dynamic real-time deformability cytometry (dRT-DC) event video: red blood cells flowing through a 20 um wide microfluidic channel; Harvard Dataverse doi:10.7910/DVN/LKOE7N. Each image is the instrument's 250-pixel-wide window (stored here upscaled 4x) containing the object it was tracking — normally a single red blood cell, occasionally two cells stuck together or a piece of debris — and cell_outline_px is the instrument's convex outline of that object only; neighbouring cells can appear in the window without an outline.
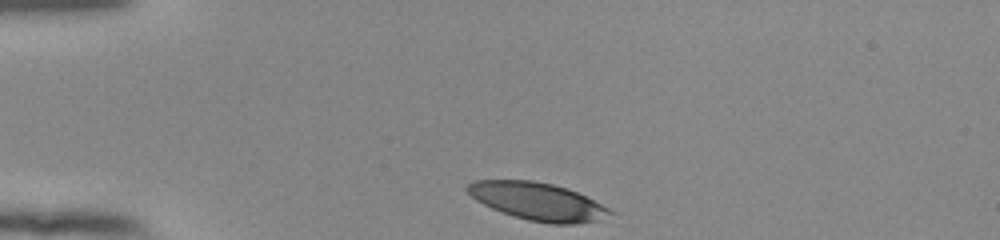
{"species": "human", "species_latin": "Homo sapiens", "temperature_condition": "room temperature", "stored_images_in_passage": 34, "camera_frame_rate_fps": 3000, "um_per_image_px": 0.085, "donor": {"sex": "female"}, "frame": {"image": 1, "passage_image": 1, "time_ms": 0.0, "image_size_px": [1000, 240], "cell_outline_px": [[616, 212], [596, 220], [576, 224], [548, 224], [528, 220], [512, 216], [492, 208], [476, 200], [464, 188], [472, 180], [532, 180], [552, 184], [568, 188]], "centroid_in_image_um": [45.66, 17.12], "position_along_channel_um": 39.3, "area_um2": 31.1}}
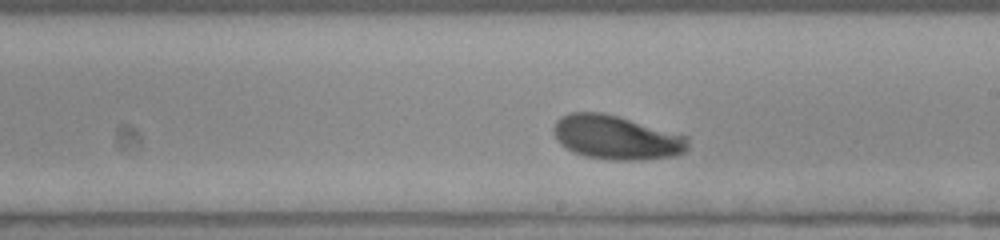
{"frame": {"image": 2, "passage_image": 20, "time_ms": 6.333, "image_size_px": [1000, 240], "cell_outline_px": [[688, 148], [684, 152], [676, 156], [640, 160], [612, 160], [584, 156], [572, 152], [560, 144], [556, 140], [552, 132], [552, 128], [556, 120], [560, 116], [568, 112], [604, 112], [688, 136]], "centroid_in_image_um": [52.34, 11.68], "position_along_channel_um": 236.7, "area_um2": 34.91}}
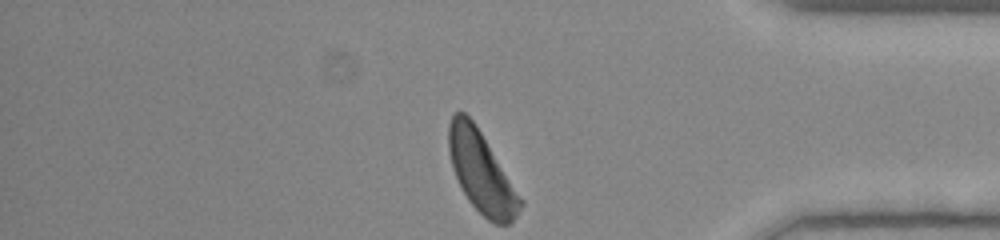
{"frame": {"image": 3, "passage_image": 34, "time_ms": 11.0, "image_size_px": [1000, 240], "cell_outline_px": [[524, 204], [516, 216], [508, 224], [496, 224], [488, 220], [468, 200], [452, 168], [448, 148], [448, 124], [452, 116], [456, 112], [464, 112], [476, 124], [524, 200]], "centroid_in_image_um": [40.93, 14.63], "position_along_channel_um": 394.3, "area_um2": 33.64}, "authors_computed_cell_mechanics": {"area_um2": 34.1309, "velocity_mm_per_s": 3.8238, "shape_relaxation_time_tau1_ms": 2.0197, "shape_relaxation_time_tau2_ms": null, "deformation_change_tau1": 0.1135, "deformation_change_tau2": null}}